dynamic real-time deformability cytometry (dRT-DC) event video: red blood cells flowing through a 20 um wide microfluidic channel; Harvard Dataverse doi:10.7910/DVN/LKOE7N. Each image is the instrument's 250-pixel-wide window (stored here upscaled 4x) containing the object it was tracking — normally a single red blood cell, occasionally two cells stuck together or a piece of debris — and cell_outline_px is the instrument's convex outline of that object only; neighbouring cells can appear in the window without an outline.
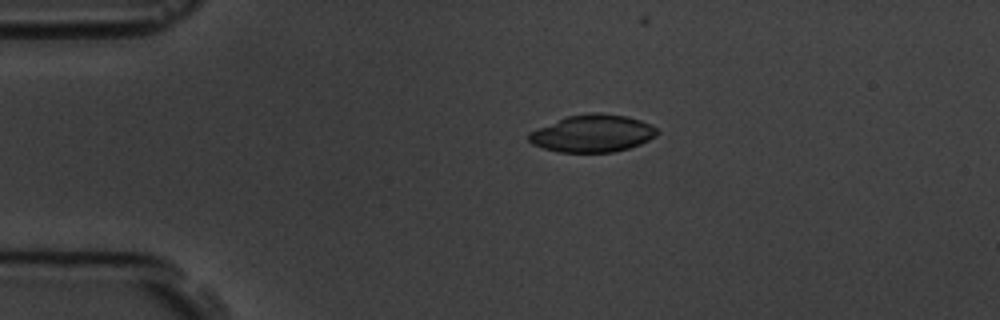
{"species": "common noctule bat (a hibernating species)", "species_latin": "Nyctalus noctula", "temperature_condition": "room temperature", "stored_images_in_passage": 5, "camera_frame_rate_fps": 3000, "um_per_image_px": 0.085, "animal": {"sex": "male", "body_mass_g": 19.5, "forearm_length_mm": 54.6}, "frame": {"image": 1, "passage_image": 4, "time_ms": 3.333, "image_size_px": [1000, 320], "cell_outline_px": [[660, 132], [656, 136], [640, 144], [628, 148], [612, 152], [560, 152], [544, 148], [532, 144], [528, 140], [528, 132], [536, 128], [568, 116], [592, 112], [596, 112], [628, 116], [640, 120], [656, 128]], "centroid_in_image_um": [50.35, 11.34], "position_along_channel_um": 34.6, "area_um2": 27.86}}